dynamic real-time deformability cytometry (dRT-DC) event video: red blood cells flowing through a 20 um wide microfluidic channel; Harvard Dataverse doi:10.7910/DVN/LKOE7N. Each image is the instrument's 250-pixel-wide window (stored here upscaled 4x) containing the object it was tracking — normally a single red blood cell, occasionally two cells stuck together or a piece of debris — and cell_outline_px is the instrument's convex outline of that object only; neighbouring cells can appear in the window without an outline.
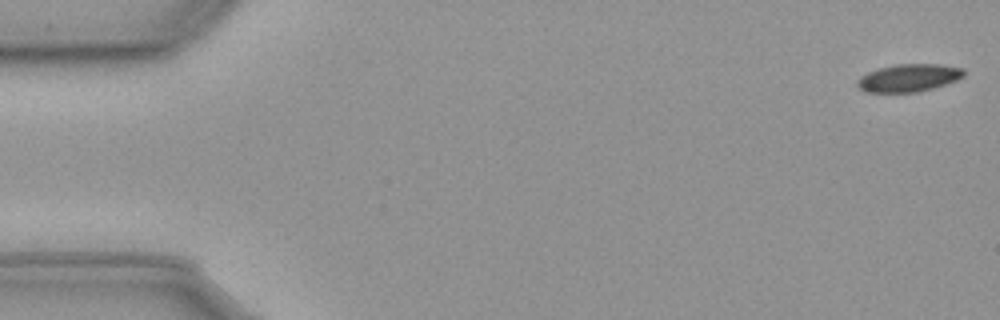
{"species": "common noctule bat (a hibernating species)", "species_latin": "Nyctalus noctula", "temperature_condition": "cold", "stored_images_in_passage": 16, "camera_frame_rate_fps": 3000, "um_per_image_px": 0.085, "animal": {"sex": "male", "body_mass_g": 23.1, "forearm_length_mm": 52.7}, "frame": {"image": 1, "passage_image": 1, "time_ms": 0.0, "image_size_px": [1000, 320], "cell_outline_px": [[964, 76], [956, 80], [932, 88], [916, 92], [868, 92], [860, 88], [856, 84], [856, 80], [860, 76], [868, 72], [880, 68], [896, 64], [936, 64], [964, 68]], "centroid_in_image_um": [77.22, 6.61], "position_along_channel_um": 7.8, "area_um2": 16.99}}
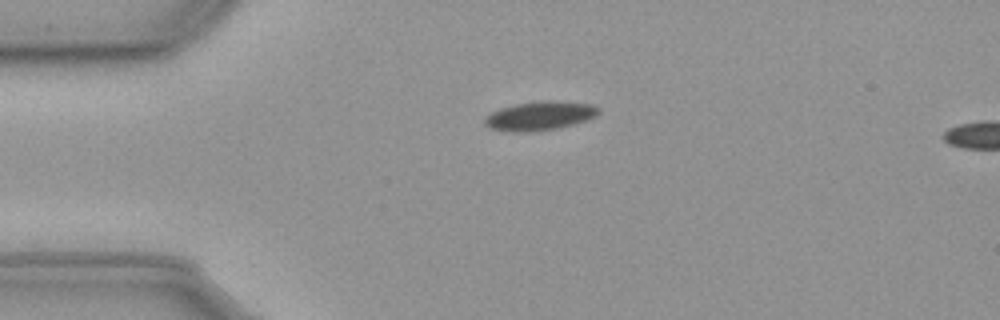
{"frame": {"image": 2, "passage_image": 13, "time_ms": 4.0, "image_size_px": [1000, 320], "cell_outline_px": [[600, 112], [596, 116], [572, 124], [556, 128], [528, 132], [512, 132], [492, 128], [484, 124], [484, 120], [492, 112], [516, 104], [540, 100], [556, 100], [592, 104], [600, 108]], "centroid_in_image_um": [45.92, 9.83], "position_along_channel_um": 39.1, "area_um2": 18.96}}